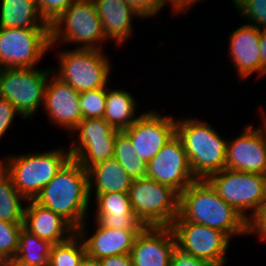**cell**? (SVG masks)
Returning <instances> with one entry per match:
<instances>
[{
  "label": "cell",
  "mask_w": 266,
  "mask_h": 266,
  "mask_svg": "<svg viewBox=\"0 0 266 266\" xmlns=\"http://www.w3.org/2000/svg\"><path fill=\"white\" fill-rule=\"evenodd\" d=\"M174 220L202 224L233 236L248 234L246 221L227 204L205 179H197L179 194V213Z\"/></svg>",
  "instance_id": "cell-1"
},
{
  "label": "cell",
  "mask_w": 266,
  "mask_h": 266,
  "mask_svg": "<svg viewBox=\"0 0 266 266\" xmlns=\"http://www.w3.org/2000/svg\"><path fill=\"white\" fill-rule=\"evenodd\" d=\"M33 200L60 215L77 230L90 214L87 170L70 158Z\"/></svg>",
  "instance_id": "cell-2"
},
{
  "label": "cell",
  "mask_w": 266,
  "mask_h": 266,
  "mask_svg": "<svg viewBox=\"0 0 266 266\" xmlns=\"http://www.w3.org/2000/svg\"><path fill=\"white\" fill-rule=\"evenodd\" d=\"M184 117L176 119V135L183 142L194 177L206 180L225 168L228 140L208 122Z\"/></svg>",
  "instance_id": "cell-3"
},
{
  "label": "cell",
  "mask_w": 266,
  "mask_h": 266,
  "mask_svg": "<svg viewBox=\"0 0 266 266\" xmlns=\"http://www.w3.org/2000/svg\"><path fill=\"white\" fill-rule=\"evenodd\" d=\"M70 158L69 149L58 147L45 152L7 154L0 159V166L12 178L19 193L30 200L35 198Z\"/></svg>",
  "instance_id": "cell-4"
},
{
  "label": "cell",
  "mask_w": 266,
  "mask_h": 266,
  "mask_svg": "<svg viewBox=\"0 0 266 266\" xmlns=\"http://www.w3.org/2000/svg\"><path fill=\"white\" fill-rule=\"evenodd\" d=\"M50 36V49L54 50L56 45L65 47L69 43L77 44V48L103 50L101 45L107 40L92 0L74 1L50 25Z\"/></svg>",
  "instance_id": "cell-5"
},
{
  "label": "cell",
  "mask_w": 266,
  "mask_h": 266,
  "mask_svg": "<svg viewBox=\"0 0 266 266\" xmlns=\"http://www.w3.org/2000/svg\"><path fill=\"white\" fill-rule=\"evenodd\" d=\"M58 67L52 73L79 93L106 87L111 80V63L103 50L73 48L58 50Z\"/></svg>",
  "instance_id": "cell-6"
},
{
  "label": "cell",
  "mask_w": 266,
  "mask_h": 266,
  "mask_svg": "<svg viewBox=\"0 0 266 266\" xmlns=\"http://www.w3.org/2000/svg\"><path fill=\"white\" fill-rule=\"evenodd\" d=\"M128 196L133 211L146 227H170L179 213V193L145 178L133 179Z\"/></svg>",
  "instance_id": "cell-7"
},
{
  "label": "cell",
  "mask_w": 266,
  "mask_h": 266,
  "mask_svg": "<svg viewBox=\"0 0 266 266\" xmlns=\"http://www.w3.org/2000/svg\"><path fill=\"white\" fill-rule=\"evenodd\" d=\"M52 66L40 68L0 69V97L7 99L27 120L43 106L44 93Z\"/></svg>",
  "instance_id": "cell-8"
},
{
  "label": "cell",
  "mask_w": 266,
  "mask_h": 266,
  "mask_svg": "<svg viewBox=\"0 0 266 266\" xmlns=\"http://www.w3.org/2000/svg\"><path fill=\"white\" fill-rule=\"evenodd\" d=\"M206 180L218 195L248 222L265 198L266 175L224 168Z\"/></svg>",
  "instance_id": "cell-9"
},
{
  "label": "cell",
  "mask_w": 266,
  "mask_h": 266,
  "mask_svg": "<svg viewBox=\"0 0 266 266\" xmlns=\"http://www.w3.org/2000/svg\"><path fill=\"white\" fill-rule=\"evenodd\" d=\"M50 47V30L0 27V69L34 68Z\"/></svg>",
  "instance_id": "cell-10"
},
{
  "label": "cell",
  "mask_w": 266,
  "mask_h": 266,
  "mask_svg": "<svg viewBox=\"0 0 266 266\" xmlns=\"http://www.w3.org/2000/svg\"><path fill=\"white\" fill-rule=\"evenodd\" d=\"M176 248L216 266L227 264V250L232 241L224 232L202 224L174 220L170 225Z\"/></svg>",
  "instance_id": "cell-11"
},
{
  "label": "cell",
  "mask_w": 266,
  "mask_h": 266,
  "mask_svg": "<svg viewBox=\"0 0 266 266\" xmlns=\"http://www.w3.org/2000/svg\"><path fill=\"white\" fill-rule=\"evenodd\" d=\"M123 132L130 138L136 155L148 163L176 134V119L152 109L140 114Z\"/></svg>",
  "instance_id": "cell-12"
},
{
  "label": "cell",
  "mask_w": 266,
  "mask_h": 266,
  "mask_svg": "<svg viewBox=\"0 0 266 266\" xmlns=\"http://www.w3.org/2000/svg\"><path fill=\"white\" fill-rule=\"evenodd\" d=\"M146 177L172 187L179 194L197 180L191 171L183 142L176 134L147 163Z\"/></svg>",
  "instance_id": "cell-13"
},
{
  "label": "cell",
  "mask_w": 266,
  "mask_h": 266,
  "mask_svg": "<svg viewBox=\"0 0 266 266\" xmlns=\"http://www.w3.org/2000/svg\"><path fill=\"white\" fill-rule=\"evenodd\" d=\"M225 168L266 175V135L261 127L248 123L227 141Z\"/></svg>",
  "instance_id": "cell-14"
},
{
  "label": "cell",
  "mask_w": 266,
  "mask_h": 266,
  "mask_svg": "<svg viewBox=\"0 0 266 266\" xmlns=\"http://www.w3.org/2000/svg\"><path fill=\"white\" fill-rule=\"evenodd\" d=\"M79 97L78 91L51 73L46 85L42 108L50 122L71 133L83 120Z\"/></svg>",
  "instance_id": "cell-15"
},
{
  "label": "cell",
  "mask_w": 266,
  "mask_h": 266,
  "mask_svg": "<svg viewBox=\"0 0 266 266\" xmlns=\"http://www.w3.org/2000/svg\"><path fill=\"white\" fill-rule=\"evenodd\" d=\"M176 239L170 227H146L133 243V266H170Z\"/></svg>",
  "instance_id": "cell-16"
},
{
  "label": "cell",
  "mask_w": 266,
  "mask_h": 266,
  "mask_svg": "<svg viewBox=\"0 0 266 266\" xmlns=\"http://www.w3.org/2000/svg\"><path fill=\"white\" fill-rule=\"evenodd\" d=\"M228 36L230 57L239 81L252 74L261 77V57L259 52L260 30L251 24H243Z\"/></svg>",
  "instance_id": "cell-17"
},
{
  "label": "cell",
  "mask_w": 266,
  "mask_h": 266,
  "mask_svg": "<svg viewBox=\"0 0 266 266\" xmlns=\"http://www.w3.org/2000/svg\"><path fill=\"white\" fill-rule=\"evenodd\" d=\"M94 220L103 228L143 231L146 226L133 211L128 193L95 194Z\"/></svg>",
  "instance_id": "cell-18"
},
{
  "label": "cell",
  "mask_w": 266,
  "mask_h": 266,
  "mask_svg": "<svg viewBox=\"0 0 266 266\" xmlns=\"http://www.w3.org/2000/svg\"><path fill=\"white\" fill-rule=\"evenodd\" d=\"M94 232L86 230V221L76 230L82 238L86 254L94 258H104L113 255L130 254L136 236L142 231H129L123 229H107L101 227L96 221ZM90 236H89V235Z\"/></svg>",
  "instance_id": "cell-19"
},
{
  "label": "cell",
  "mask_w": 266,
  "mask_h": 266,
  "mask_svg": "<svg viewBox=\"0 0 266 266\" xmlns=\"http://www.w3.org/2000/svg\"><path fill=\"white\" fill-rule=\"evenodd\" d=\"M92 2L101 19L107 41L109 39L111 42L114 41L116 47L126 43V40L134 34L133 18L143 19L125 0H92Z\"/></svg>",
  "instance_id": "cell-20"
},
{
  "label": "cell",
  "mask_w": 266,
  "mask_h": 266,
  "mask_svg": "<svg viewBox=\"0 0 266 266\" xmlns=\"http://www.w3.org/2000/svg\"><path fill=\"white\" fill-rule=\"evenodd\" d=\"M23 227L51 244L64 242L76 233V230L60 215L39 205L33 199L27 200Z\"/></svg>",
  "instance_id": "cell-21"
},
{
  "label": "cell",
  "mask_w": 266,
  "mask_h": 266,
  "mask_svg": "<svg viewBox=\"0 0 266 266\" xmlns=\"http://www.w3.org/2000/svg\"><path fill=\"white\" fill-rule=\"evenodd\" d=\"M87 172L90 200L93 192L128 193L133 181L114 157L92 165Z\"/></svg>",
  "instance_id": "cell-22"
},
{
  "label": "cell",
  "mask_w": 266,
  "mask_h": 266,
  "mask_svg": "<svg viewBox=\"0 0 266 266\" xmlns=\"http://www.w3.org/2000/svg\"><path fill=\"white\" fill-rule=\"evenodd\" d=\"M0 1V27L50 30L39 13L36 0Z\"/></svg>",
  "instance_id": "cell-23"
},
{
  "label": "cell",
  "mask_w": 266,
  "mask_h": 266,
  "mask_svg": "<svg viewBox=\"0 0 266 266\" xmlns=\"http://www.w3.org/2000/svg\"><path fill=\"white\" fill-rule=\"evenodd\" d=\"M103 119L114 129L123 131L129 128L139 117L138 103L128 90L108 89ZM128 91V92H127ZM137 115V116H136Z\"/></svg>",
  "instance_id": "cell-24"
},
{
  "label": "cell",
  "mask_w": 266,
  "mask_h": 266,
  "mask_svg": "<svg viewBox=\"0 0 266 266\" xmlns=\"http://www.w3.org/2000/svg\"><path fill=\"white\" fill-rule=\"evenodd\" d=\"M27 199L14 186L12 178L0 166V220L23 223Z\"/></svg>",
  "instance_id": "cell-25"
},
{
  "label": "cell",
  "mask_w": 266,
  "mask_h": 266,
  "mask_svg": "<svg viewBox=\"0 0 266 266\" xmlns=\"http://www.w3.org/2000/svg\"><path fill=\"white\" fill-rule=\"evenodd\" d=\"M52 245L22 227L15 258L36 266H48Z\"/></svg>",
  "instance_id": "cell-26"
},
{
  "label": "cell",
  "mask_w": 266,
  "mask_h": 266,
  "mask_svg": "<svg viewBox=\"0 0 266 266\" xmlns=\"http://www.w3.org/2000/svg\"><path fill=\"white\" fill-rule=\"evenodd\" d=\"M115 141L70 142L71 158L88 170L92 165L110 159L114 156Z\"/></svg>",
  "instance_id": "cell-27"
},
{
  "label": "cell",
  "mask_w": 266,
  "mask_h": 266,
  "mask_svg": "<svg viewBox=\"0 0 266 266\" xmlns=\"http://www.w3.org/2000/svg\"><path fill=\"white\" fill-rule=\"evenodd\" d=\"M113 157L132 179L146 177L147 163L136 155L130 138L123 131L117 133Z\"/></svg>",
  "instance_id": "cell-28"
},
{
  "label": "cell",
  "mask_w": 266,
  "mask_h": 266,
  "mask_svg": "<svg viewBox=\"0 0 266 266\" xmlns=\"http://www.w3.org/2000/svg\"><path fill=\"white\" fill-rule=\"evenodd\" d=\"M85 255L84 242L75 233L68 240L52 245L48 266H80Z\"/></svg>",
  "instance_id": "cell-29"
},
{
  "label": "cell",
  "mask_w": 266,
  "mask_h": 266,
  "mask_svg": "<svg viewBox=\"0 0 266 266\" xmlns=\"http://www.w3.org/2000/svg\"><path fill=\"white\" fill-rule=\"evenodd\" d=\"M118 132L103 118L83 119L70 133V139L71 142L115 141Z\"/></svg>",
  "instance_id": "cell-30"
},
{
  "label": "cell",
  "mask_w": 266,
  "mask_h": 266,
  "mask_svg": "<svg viewBox=\"0 0 266 266\" xmlns=\"http://www.w3.org/2000/svg\"><path fill=\"white\" fill-rule=\"evenodd\" d=\"M107 97V86L80 93L79 106L82 119L103 118Z\"/></svg>",
  "instance_id": "cell-31"
},
{
  "label": "cell",
  "mask_w": 266,
  "mask_h": 266,
  "mask_svg": "<svg viewBox=\"0 0 266 266\" xmlns=\"http://www.w3.org/2000/svg\"><path fill=\"white\" fill-rule=\"evenodd\" d=\"M233 4L247 24L266 30V0H236Z\"/></svg>",
  "instance_id": "cell-32"
},
{
  "label": "cell",
  "mask_w": 266,
  "mask_h": 266,
  "mask_svg": "<svg viewBox=\"0 0 266 266\" xmlns=\"http://www.w3.org/2000/svg\"><path fill=\"white\" fill-rule=\"evenodd\" d=\"M23 223H10L0 220V253L5 258L15 257Z\"/></svg>",
  "instance_id": "cell-33"
},
{
  "label": "cell",
  "mask_w": 266,
  "mask_h": 266,
  "mask_svg": "<svg viewBox=\"0 0 266 266\" xmlns=\"http://www.w3.org/2000/svg\"><path fill=\"white\" fill-rule=\"evenodd\" d=\"M76 0H36L39 13L50 26Z\"/></svg>",
  "instance_id": "cell-34"
},
{
  "label": "cell",
  "mask_w": 266,
  "mask_h": 266,
  "mask_svg": "<svg viewBox=\"0 0 266 266\" xmlns=\"http://www.w3.org/2000/svg\"><path fill=\"white\" fill-rule=\"evenodd\" d=\"M257 235L266 242V194L256 214L248 222V235Z\"/></svg>",
  "instance_id": "cell-35"
},
{
  "label": "cell",
  "mask_w": 266,
  "mask_h": 266,
  "mask_svg": "<svg viewBox=\"0 0 266 266\" xmlns=\"http://www.w3.org/2000/svg\"><path fill=\"white\" fill-rule=\"evenodd\" d=\"M18 115L21 119H25L16 110V108L7 100L0 97V140L5 137L6 131L10 130L15 117Z\"/></svg>",
  "instance_id": "cell-36"
},
{
  "label": "cell",
  "mask_w": 266,
  "mask_h": 266,
  "mask_svg": "<svg viewBox=\"0 0 266 266\" xmlns=\"http://www.w3.org/2000/svg\"><path fill=\"white\" fill-rule=\"evenodd\" d=\"M143 19L153 18L164 9L163 0H125Z\"/></svg>",
  "instance_id": "cell-37"
},
{
  "label": "cell",
  "mask_w": 266,
  "mask_h": 266,
  "mask_svg": "<svg viewBox=\"0 0 266 266\" xmlns=\"http://www.w3.org/2000/svg\"><path fill=\"white\" fill-rule=\"evenodd\" d=\"M170 266H216L210 261L199 259L176 248L172 254Z\"/></svg>",
  "instance_id": "cell-38"
},
{
  "label": "cell",
  "mask_w": 266,
  "mask_h": 266,
  "mask_svg": "<svg viewBox=\"0 0 266 266\" xmlns=\"http://www.w3.org/2000/svg\"><path fill=\"white\" fill-rule=\"evenodd\" d=\"M202 0H163V6H171L172 15H179L180 13L189 12L191 8H194L195 5ZM179 13V14H178Z\"/></svg>",
  "instance_id": "cell-39"
},
{
  "label": "cell",
  "mask_w": 266,
  "mask_h": 266,
  "mask_svg": "<svg viewBox=\"0 0 266 266\" xmlns=\"http://www.w3.org/2000/svg\"><path fill=\"white\" fill-rule=\"evenodd\" d=\"M101 266H133L130 254L113 255L100 259Z\"/></svg>",
  "instance_id": "cell-40"
},
{
  "label": "cell",
  "mask_w": 266,
  "mask_h": 266,
  "mask_svg": "<svg viewBox=\"0 0 266 266\" xmlns=\"http://www.w3.org/2000/svg\"><path fill=\"white\" fill-rule=\"evenodd\" d=\"M261 76L266 74V30H260Z\"/></svg>",
  "instance_id": "cell-41"
},
{
  "label": "cell",
  "mask_w": 266,
  "mask_h": 266,
  "mask_svg": "<svg viewBox=\"0 0 266 266\" xmlns=\"http://www.w3.org/2000/svg\"><path fill=\"white\" fill-rule=\"evenodd\" d=\"M80 266H101L100 259L85 255L80 263Z\"/></svg>",
  "instance_id": "cell-42"
},
{
  "label": "cell",
  "mask_w": 266,
  "mask_h": 266,
  "mask_svg": "<svg viewBox=\"0 0 266 266\" xmlns=\"http://www.w3.org/2000/svg\"><path fill=\"white\" fill-rule=\"evenodd\" d=\"M5 266H36V265L28 264V263L22 262L21 260L15 257H12V258L6 259Z\"/></svg>",
  "instance_id": "cell-43"
},
{
  "label": "cell",
  "mask_w": 266,
  "mask_h": 266,
  "mask_svg": "<svg viewBox=\"0 0 266 266\" xmlns=\"http://www.w3.org/2000/svg\"><path fill=\"white\" fill-rule=\"evenodd\" d=\"M259 111L260 110H262V111H260V113H262V115H261V128H262V130L264 131V133H265V135H266V112L265 111H263V109H262V106L260 107V109H258Z\"/></svg>",
  "instance_id": "cell-44"
},
{
  "label": "cell",
  "mask_w": 266,
  "mask_h": 266,
  "mask_svg": "<svg viewBox=\"0 0 266 266\" xmlns=\"http://www.w3.org/2000/svg\"><path fill=\"white\" fill-rule=\"evenodd\" d=\"M6 259L1 253H0V266H5Z\"/></svg>",
  "instance_id": "cell-45"
}]
</instances>
